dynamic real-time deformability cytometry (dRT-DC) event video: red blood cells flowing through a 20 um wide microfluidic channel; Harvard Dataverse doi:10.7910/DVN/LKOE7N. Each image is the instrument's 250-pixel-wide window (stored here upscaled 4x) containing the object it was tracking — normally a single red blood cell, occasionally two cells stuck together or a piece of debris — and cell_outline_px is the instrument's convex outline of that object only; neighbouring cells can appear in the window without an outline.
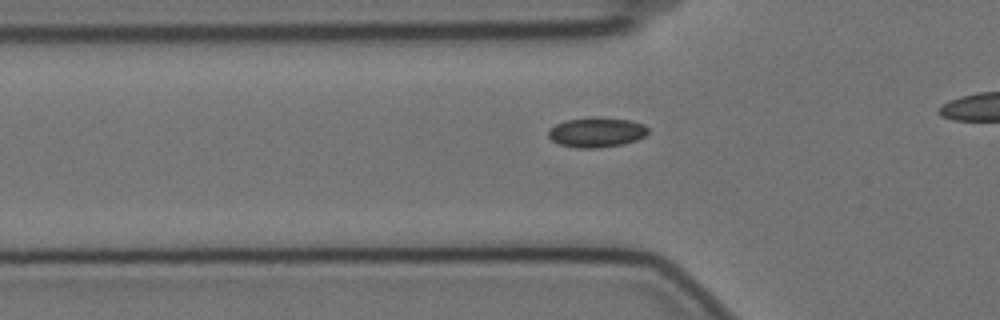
{"species": "Egyptian fruit bat (a non-hibernating species)", "species_latin": "Rousettus aegyptiacus", "temperature_condition": "cold", "stored_images_in_passage": 42, "camera_frame_rate_fps": 3000, "um_per_image_px": 0.085, "animal": {"sex": "female"}, "frame": {"image": 1, "passage_image": 14, "time_ms": 4.333, "image_size_px": [1000, 320], "cell_outline_px": [[648, 132], [644, 136], [636, 140], [624, 144], [600, 148], [576, 148], [560, 144], [552, 140], [548, 136], [548, 132], [556, 124], [564, 120], [592, 116], [600, 116], [628, 120], [644, 124], [648, 128]], "centroid_in_image_um": [50.71, 11.23], "position_along_channel_um": 75.1, "area_um2": 17.57}}
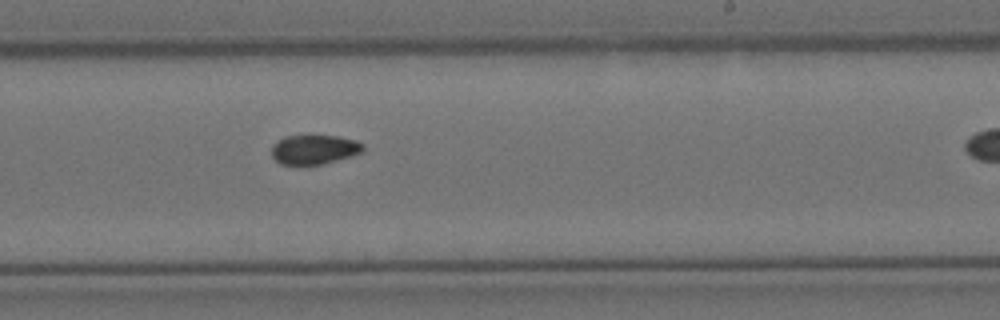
{"frame": {"image": 2, "passage_image": 30, "time_ms": 9.667, "image_size_px": [1000, 320], "cell_outline_px": [[364, 148], [360, 152], [352, 156], [324, 164], [300, 168], [280, 164], [272, 156], [272, 144], [284, 136], [336, 136], [356, 140], [364, 144]], "centroid_in_image_um": [26.67, 12.76], "position_along_channel_um": 262.3, "area_um2": 16.24}}
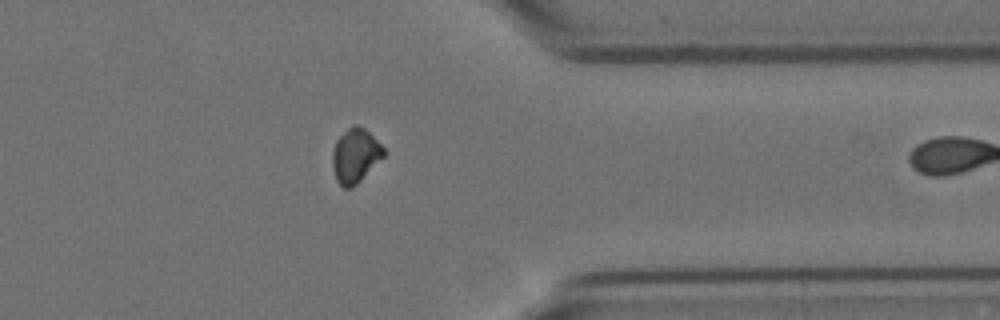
{"frame": {"image": 3, "passage_image": 41, "time_ms": 13.333, "image_size_px": [1000, 320], "cell_outline_px": [[388, 152], [352, 188], [344, 188], [336, 180], [332, 168], [332, 152], [336, 140], [352, 124], [356, 124], [364, 128]], "centroid_in_image_um": [30.19, 13.23], "position_along_channel_um": 381.2, "area_um2": 16.13}}